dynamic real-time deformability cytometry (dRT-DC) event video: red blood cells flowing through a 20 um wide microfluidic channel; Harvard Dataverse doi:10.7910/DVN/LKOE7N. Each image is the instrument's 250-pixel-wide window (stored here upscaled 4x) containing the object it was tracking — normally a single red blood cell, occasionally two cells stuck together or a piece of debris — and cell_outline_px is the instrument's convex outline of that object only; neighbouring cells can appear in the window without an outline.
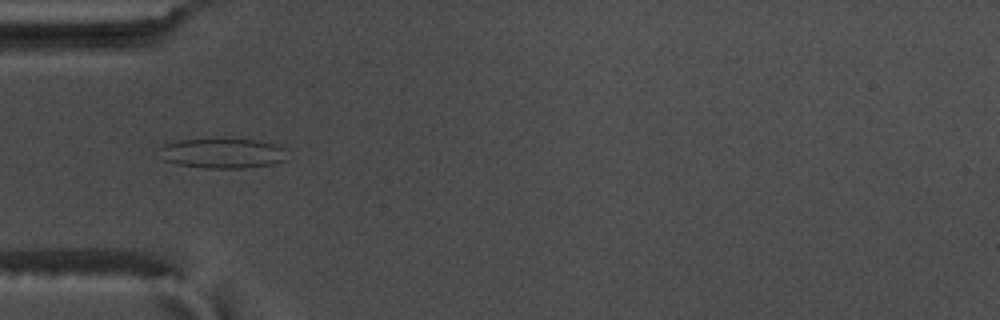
{"species": "common noctule bat (a hibernating species)", "species_latin": "Nyctalus noctula", "temperature_condition": "warm", "stored_images_in_passage": 42, "camera_frame_rate_fps": 3000, "um_per_image_px": 0.085, "animal": {"sex": "male", "body_mass_g": 17.5, "forearm_length_mm": 52.3}, "frame": {"image": 1, "passage_image": 5, "time_ms": 1.333, "image_size_px": [1000, 320], "cell_outline_px": [[288, 160], [272, 164], [244, 168], [204, 168], [176, 164], [164, 160], [156, 148], [164, 144], [176, 140], [260, 140], [276, 144], [284, 148]], "centroid_in_image_um": [18.9, 13.04], "position_along_channel_um": 66.1, "area_um2": 22.37}}
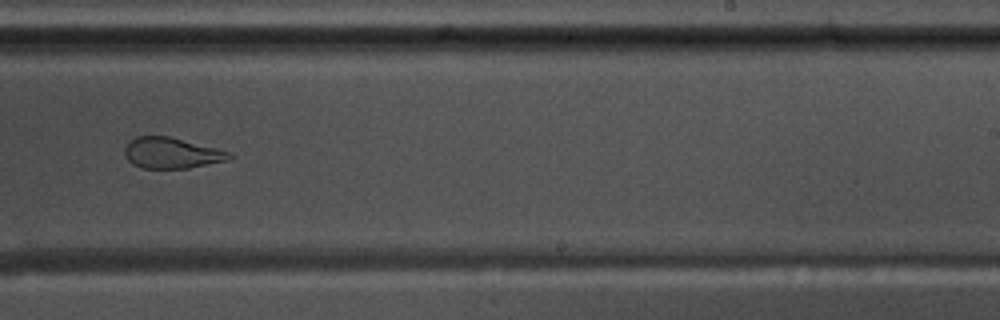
{"frame": {"image": 2, "passage_image": 22, "time_ms": 7.0, "image_size_px": [1000, 320], "cell_outline_px": [[236, 156], [228, 160], [188, 168], [144, 168], [132, 164], [124, 156], [124, 148], [128, 140], [136, 136], [168, 136], [232, 152]], "centroid_in_image_um": [14.58, 13.0], "position_along_channel_um": 274.4, "area_um2": 18.96}}
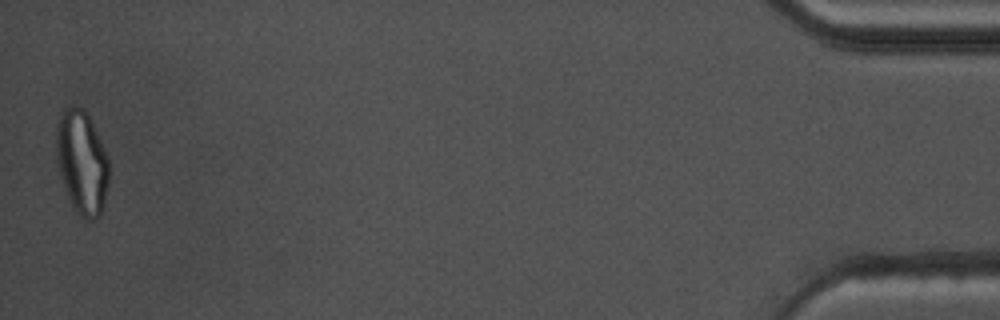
{"frame": {"image": 3, "passage_image": 42, "time_ms": 13.667, "image_size_px": [1000, 320], "cell_outline_px": [[108, 184], [100, 216], [92, 220], [84, 220], [80, 216], [72, 204], [68, 196], [60, 176], [56, 156], [56, 124], [64, 108], [72, 104], [76, 104], [84, 108], [104, 148], [108, 160]], "centroid_in_image_um": [6.94, 13.76], "position_along_channel_um": 428.3, "area_um2": 31.73}, "authors_computed_cell_mechanics": {"area_um2": 21.3282, "velocity_mm_per_s": 3.6926, "shape_relaxation_time_tau1_ms": null, "shape_relaxation_time_tau2_ms": 1.6318, "deformation_change_tau1": null, "deformation_change_tau2": 0.0883}}